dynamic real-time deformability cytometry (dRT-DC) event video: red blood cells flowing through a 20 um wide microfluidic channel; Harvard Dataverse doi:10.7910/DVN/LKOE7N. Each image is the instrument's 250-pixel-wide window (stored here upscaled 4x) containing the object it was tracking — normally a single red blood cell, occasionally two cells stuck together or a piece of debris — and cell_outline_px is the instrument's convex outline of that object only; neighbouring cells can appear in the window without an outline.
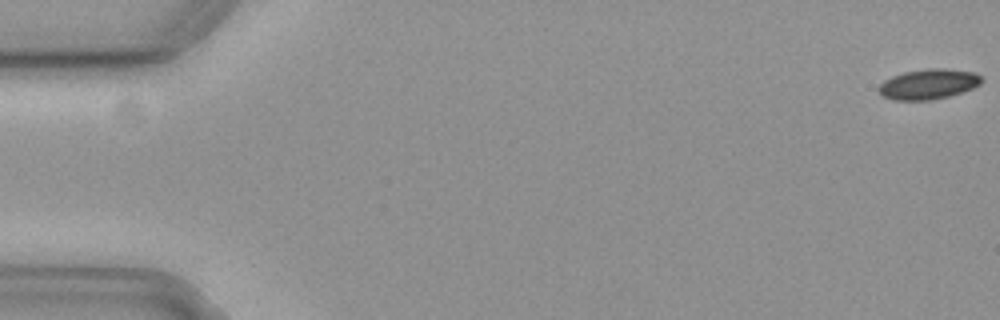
{"species": "common noctule bat (a hibernating species)", "species_latin": "Nyctalus noctula", "temperature_condition": "cold", "stored_images_in_passage": 15, "camera_frame_rate_fps": 3000, "um_per_image_px": 0.085, "animal": {"sex": "female", "body_mass_g": 19.3, "forearm_length_mm": 54.1}, "frame": {"image": 1, "passage_image": 1, "time_ms": 0.0, "image_size_px": [1000, 320], "cell_outline_px": [[984, 80], [980, 84], [964, 92], [932, 100], [892, 100], [884, 96], [876, 88], [884, 80], [892, 76], [904, 72], [928, 68], [944, 68], [976, 72]], "centroid_in_image_um": [78.93, 7.14], "position_along_channel_um": 6.1, "area_um2": 18.26}}
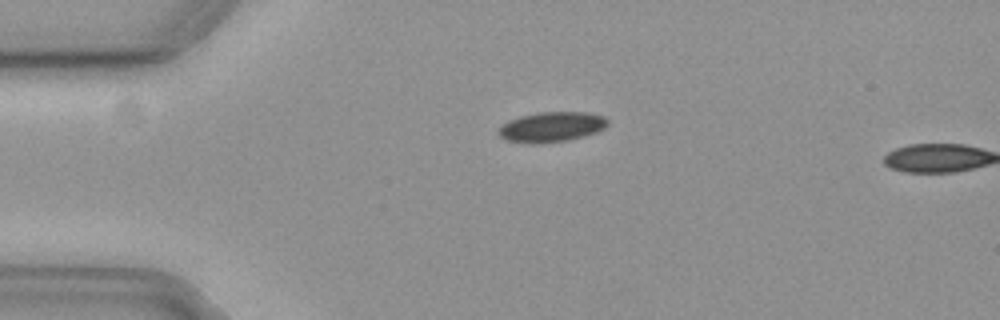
{"frame": {"image": 2, "passage_image": 14, "time_ms": 4.333, "image_size_px": [1000, 320], "cell_outline_px": [[608, 124], [604, 128], [596, 132], [584, 136], [568, 140], [504, 140], [496, 132], [508, 120], [520, 116], [540, 112], [588, 112], [604, 116], [608, 120]], "centroid_in_image_um": [46.94, 10.72], "position_along_channel_um": 38.1, "area_um2": 18.26}}